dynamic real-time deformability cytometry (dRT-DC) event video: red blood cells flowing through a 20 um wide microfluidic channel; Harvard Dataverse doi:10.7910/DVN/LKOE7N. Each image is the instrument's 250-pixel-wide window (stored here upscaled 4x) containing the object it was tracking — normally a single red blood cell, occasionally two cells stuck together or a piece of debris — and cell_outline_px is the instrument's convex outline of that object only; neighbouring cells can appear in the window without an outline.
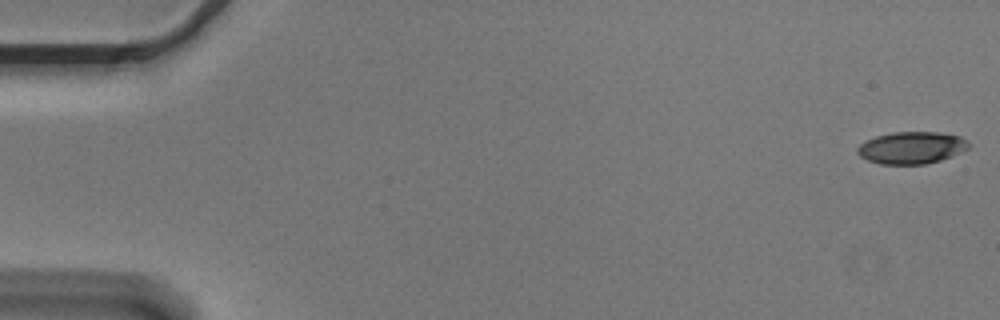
{"species": "Egyptian fruit bat (a non-hibernating species)", "species_latin": "Rousettus aegyptiacus", "temperature_condition": "cold", "stored_images_in_passage": 55, "camera_frame_rate_fps": 3000, "um_per_image_px": 0.085, "animal": {"sex": "male"}, "frame": {"image": 1, "passage_image": 1, "time_ms": 0.0, "image_size_px": [1000, 320], "cell_outline_px": [[972, 144], [968, 148], [952, 156], [940, 160], [924, 164], [880, 164], [868, 160], [860, 156], [856, 152], [856, 148], [860, 144], [876, 136], [892, 132], [940, 132], [960, 136]], "centroid_in_image_um": [77.49, 12.55], "position_along_channel_um": 7.5, "area_um2": 20.81}}
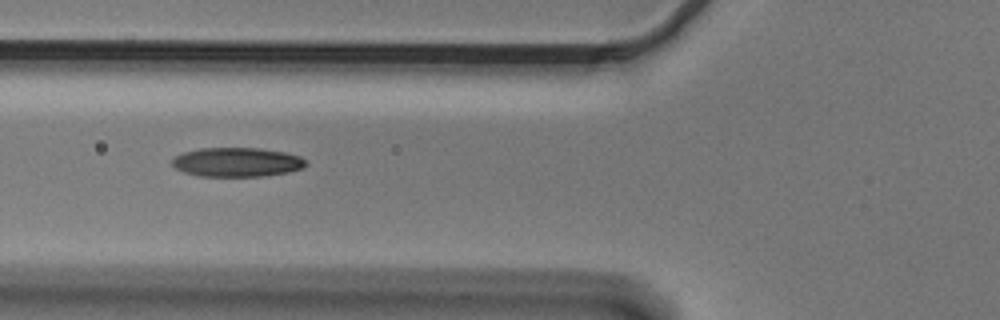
{"frame": {"image": 2, "passage_image": 21, "time_ms": 6.667, "image_size_px": [1000, 320], "cell_outline_px": [[308, 164], [304, 168], [288, 172], [260, 176], [196, 176], [184, 172], [176, 168], [172, 164], [172, 160], [176, 156], [184, 152], [200, 148], [260, 148], [284, 152], [300, 156]], "centroid_in_image_um": [20.15, 13.78], "position_along_channel_um": 105.7, "area_um2": 22.72}}
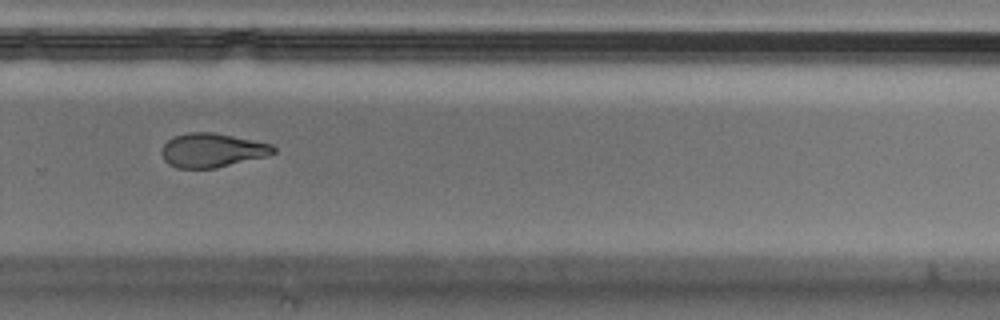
{"frame": {"image": 3, "passage_image": 38, "time_ms": 12.333, "image_size_px": [1000, 320], "cell_outline_px": [[276, 152], [268, 156], [216, 168], [176, 168], [168, 164], [164, 160], [160, 152], [164, 144], [172, 136], [188, 132], [212, 132], [272, 144], [276, 148]], "centroid_in_image_um": [18.01, 12.77], "position_along_channel_um": 311.8, "area_um2": 22.31}, "authors_computed_cell_mechanics": {"area_um2": 22.6576, "velocity_mm_per_s": 3.6353, "shape_relaxation_time_tau1_ms": 4.5905, "shape_relaxation_time_tau2_ms": 4.6165, "deformation_change_tau1": 0.1438, "deformation_change_tau2": 0.1129}}